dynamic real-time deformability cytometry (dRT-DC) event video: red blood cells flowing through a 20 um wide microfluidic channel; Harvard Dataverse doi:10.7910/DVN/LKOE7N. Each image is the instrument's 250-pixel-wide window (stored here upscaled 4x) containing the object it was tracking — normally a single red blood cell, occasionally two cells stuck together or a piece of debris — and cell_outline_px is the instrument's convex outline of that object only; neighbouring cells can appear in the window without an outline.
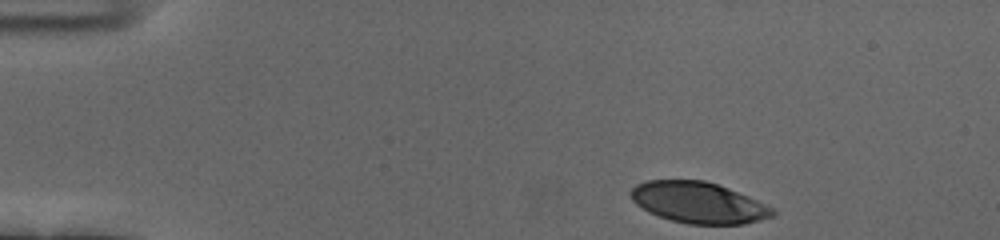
{"species": "human", "species_latin": "Homo sapiens", "temperature_condition": "cold", "stored_images_in_passage": 40, "camera_frame_rate_fps": 3000, "um_per_image_px": 0.085, "donor": {"sex": "female"}, "frame": {"image": 1, "passage_image": 1, "time_ms": 0.0, "image_size_px": [1000, 240], "cell_outline_px": [[776, 212], [772, 216], [760, 220], [744, 224], [688, 224], [672, 220], [648, 212], [636, 204], [632, 200], [628, 192], [636, 184], [648, 180], [704, 180], [728, 188], [748, 196], [776, 208]], "centroid_in_image_um": [59.37, 17.22], "position_along_channel_um": 25.6, "area_um2": 34.04}}
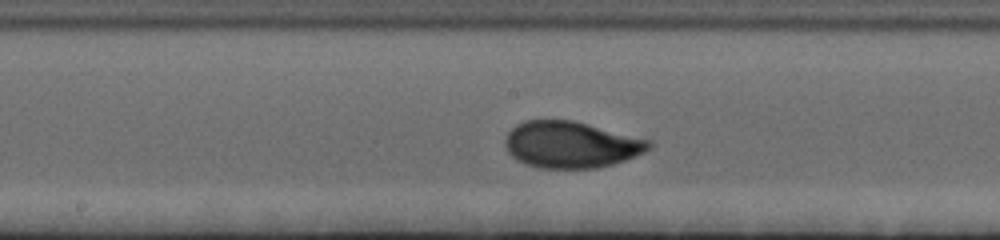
{"frame": {"image": 2, "passage_image": 22, "time_ms": 7.0, "image_size_px": [1000, 240], "cell_outline_px": [[652, 148], [644, 152], [624, 160], [612, 164], [596, 168], [540, 168], [524, 164], [516, 160], [508, 152], [504, 144], [504, 140], [508, 132], [516, 124], [524, 120], [572, 120], [652, 140]], "centroid_in_image_um": [48.52, 12.29], "position_along_channel_um": 199.7, "area_um2": 39.13}}
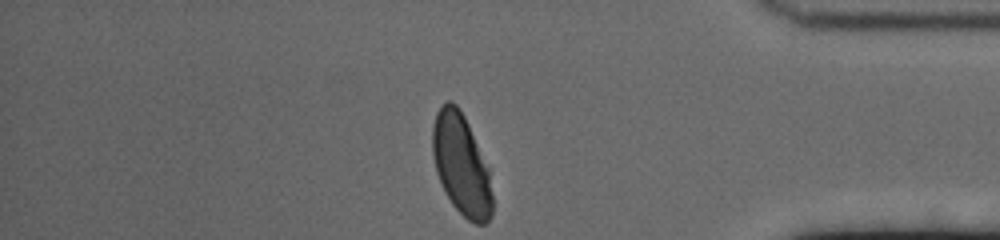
{"frame": {"image": 3, "passage_image": 40, "time_ms": 13.0, "image_size_px": [1000, 240], "cell_outline_px": [[492, 216], [484, 224], [476, 224], [468, 220], [452, 204], [444, 192], [436, 172], [432, 152], [432, 128], [436, 112], [440, 104], [448, 100], [452, 100], [460, 108], [468, 124], [488, 168], [492, 196]], "centroid_in_image_um": [39.18, 13.98], "position_along_channel_um": 396.0, "area_um2": 35.2}, "authors_computed_cell_mechanics": {"area_um2": 37.8879, "velocity_mm_per_s": 3.6594, "shape_relaxation_time_tau1_ms": 3.2335, "shape_relaxation_time_tau2_ms": null, "deformation_change_tau1": 0.1772, "deformation_change_tau2": null}}